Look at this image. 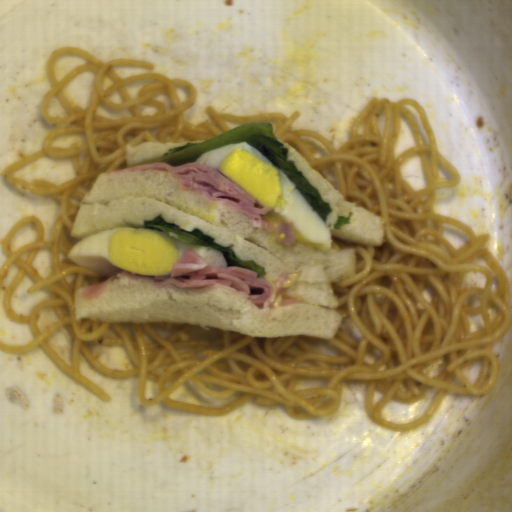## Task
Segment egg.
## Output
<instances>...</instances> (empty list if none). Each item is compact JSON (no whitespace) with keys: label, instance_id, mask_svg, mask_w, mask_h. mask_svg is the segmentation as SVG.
I'll return each mask as SVG.
<instances>
[{"label":"egg","instance_id":"egg-2","mask_svg":"<svg viewBox=\"0 0 512 512\" xmlns=\"http://www.w3.org/2000/svg\"><path fill=\"white\" fill-rule=\"evenodd\" d=\"M194 162L210 165L256 201L295 226L319 249L330 250L331 230L296 185L247 141L208 150Z\"/></svg>","mask_w":512,"mask_h":512},{"label":"egg","instance_id":"egg-1","mask_svg":"<svg viewBox=\"0 0 512 512\" xmlns=\"http://www.w3.org/2000/svg\"><path fill=\"white\" fill-rule=\"evenodd\" d=\"M188 248L201 256L208 268L229 267L218 249L183 243L162 230L145 227L106 228L92 233L76 242L66 259L106 279L122 271L156 277L171 275L174 263Z\"/></svg>","mask_w":512,"mask_h":512}]
</instances>
